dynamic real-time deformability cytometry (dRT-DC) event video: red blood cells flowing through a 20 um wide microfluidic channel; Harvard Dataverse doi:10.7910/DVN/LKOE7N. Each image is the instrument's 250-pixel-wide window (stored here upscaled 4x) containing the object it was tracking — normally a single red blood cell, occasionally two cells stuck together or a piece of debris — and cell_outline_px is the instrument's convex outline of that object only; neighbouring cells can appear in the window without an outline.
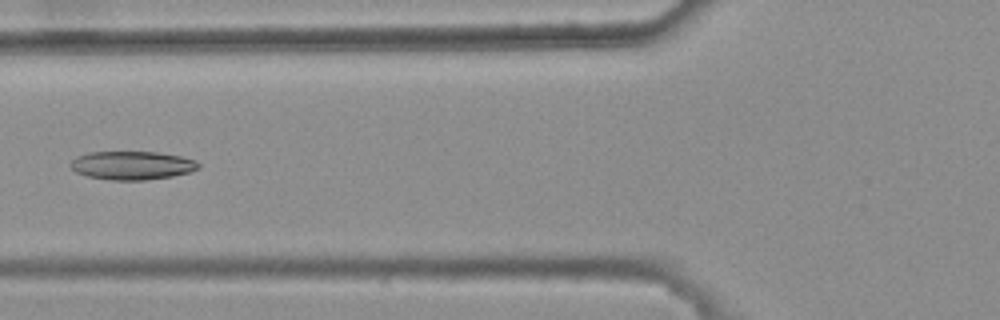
{"species": "common noctule bat (a hibernating species)", "species_latin": "Nyctalus noctula", "temperature_condition": "warm", "stored_images_in_passage": 7, "camera_frame_rate_fps": 3000, "um_per_image_px": 0.085, "animal": {"sex": "female", "body_mass_g": 25.1}, "frame": {"image": 1, "passage_image": 6, "time_ms": 1.667, "image_size_px": [1000, 320], "cell_outline_px": [[200, 168], [192, 172], [172, 176], [144, 180], [112, 180], [88, 176], [76, 172], [68, 164], [76, 156], [88, 152], [156, 152], [180, 156], [196, 160], [200, 164]], "centroid_in_image_um": [11.24, 14.05], "position_along_channel_um": 114.6, "area_um2": 21.33}}
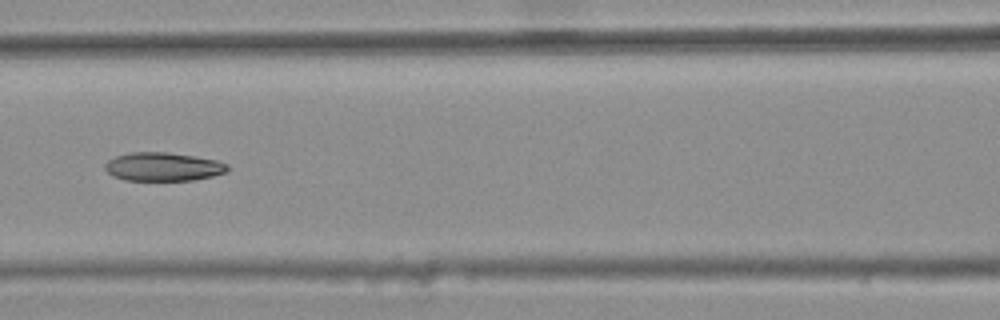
{"frame": {"image": 2, "passage_image": 7, "time_ms": 2.0, "image_size_px": [1000, 320], "cell_outline_px": [[228, 172], [212, 176], [192, 180], [124, 180], [112, 176], [104, 168], [104, 164], [108, 160], [116, 156], [132, 152], [168, 152], [216, 160], [228, 164]], "centroid_in_image_um": [13.85, 14.17], "position_along_channel_um": 152.8, "area_um2": 20.35}}